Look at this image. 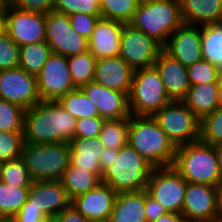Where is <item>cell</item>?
<instances>
[{"mask_svg": "<svg viewBox=\"0 0 222 222\" xmlns=\"http://www.w3.org/2000/svg\"><path fill=\"white\" fill-rule=\"evenodd\" d=\"M76 121L57 101L41 100L25 110L24 143L70 142L74 138Z\"/></svg>", "mask_w": 222, "mask_h": 222, "instance_id": "obj_1", "label": "cell"}, {"mask_svg": "<svg viewBox=\"0 0 222 222\" xmlns=\"http://www.w3.org/2000/svg\"><path fill=\"white\" fill-rule=\"evenodd\" d=\"M128 144L153 168L173 165L177 147L159 127L153 116L130 115Z\"/></svg>", "mask_w": 222, "mask_h": 222, "instance_id": "obj_2", "label": "cell"}, {"mask_svg": "<svg viewBox=\"0 0 222 222\" xmlns=\"http://www.w3.org/2000/svg\"><path fill=\"white\" fill-rule=\"evenodd\" d=\"M183 23L179 0H142L129 24L164 46Z\"/></svg>", "mask_w": 222, "mask_h": 222, "instance_id": "obj_3", "label": "cell"}, {"mask_svg": "<svg viewBox=\"0 0 222 222\" xmlns=\"http://www.w3.org/2000/svg\"><path fill=\"white\" fill-rule=\"evenodd\" d=\"M172 166L187 182L216 187L222 180L214 146L199 140L177 146Z\"/></svg>", "mask_w": 222, "mask_h": 222, "instance_id": "obj_4", "label": "cell"}, {"mask_svg": "<svg viewBox=\"0 0 222 222\" xmlns=\"http://www.w3.org/2000/svg\"><path fill=\"white\" fill-rule=\"evenodd\" d=\"M153 167L129 144L118 150L113 165L103 172L101 182L117 193L146 190Z\"/></svg>", "mask_w": 222, "mask_h": 222, "instance_id": "obj_5", "label": "cell"}, {"mask_svg": "<svg viewBox=\"0 0 222 222\" xmlns=\"http://www.w3.org/2000/svg\"><path fill=\"white\" fill-rule=\"evenodd\" d=\"M69 142L24 143L22 158L34 181L60 180L70 163Z\"/></svg>", "mask_w": 222, "mask_h": 222, "instance_id": "obj_6", "label": "cell"}, {"mask_svg": "<svg viewBox=\"0 0 222 222\" xmlns=\"http://www.w3.org/2000/svg\"><path fill=\"white\" fill-rule=\"evenodd\" d=\"M129 98L131 115L153 116L173 101L154 66L135 70Z\"/></svg>", "mask_w": 222, "mask_h": 222, "instance_id": "obj_7", "label": "cell"}, {"mask_svg": "<svg viewBox=\"0 0 222 222\" xmlns=\"http://www.w3.org/2000/svg\"><path fill=\"white\" fill-rule=\"evenodd\" d=\"M153 118L176 147L199 140L200 120L182 100L171 101Z\"/></svg>", "mask_w": 222, "mask_h": 222, "instance_id": "obj_8", "label": "cell"}, {"mask_svg": "<svg viewBox=\"0 0 222 222\" xmlns=\"http://www.w3.org/2000/svg\"><path fill=\"white\" fill-rule=\"evenodd\" d=\"M187 181L170 167L153 168L148 177L146 191L168 213L181 214Z\"/></svg>", "mask_w": 222, "mask_h": 222, "instance_id": "obj_9", "label": "cell"}, {"mask_svg": "<svg viewBox=\"0 0 222 222\" xmlns=\"http://www.w3.org/2000/svg\"><path fill=\"white\" fill-rule=\"evenodd\" d=\"M163 46L144 32L125 24L121 33L119 56L135 71L154 65Z\"/></svg>", "mask_w": 222, "mask_h": 222, "instance_id": "obj_10", "label": "cell"}, {"mask_svg": "<svg viewBox=\"0 0 222 222\" xmlns=\"http://www.w3.org/2000/svg\"><path fill=\"white\" fill-rule=\"evenodd\" d=\"M52 53L65 57L89 51L88 39L72 28L69 17L56 11L46 13V38Z\"/></svg>", "mask_w": 222, "mask_h": 222, "instance_id": "obj_11", "label": "cell"}, {"mask_svg": "<svg viewBox=\"0 0 222 222\" xmlns=\"http://www.w3.org/2000/svg\"><path fill=\"white\" fill-rule=\"evenodd\" d=\"M38 92L42 100L56 101L75 90L67 57L52 53L36 76Z\"/></svg>", "mask_w": 222, "mask_h": 222, "instance_id": "obj_12", "label": "cell"}, {"mask_svg": "<svg viewBox=\"0 0 222 222\" xmlns=\"http://www.w3.org/2000/svg\"><path fill=\"white\" fill-rule=\"evenodd\" d=\"M0 99L17 104L25 110L34 107L42 100L36 76L20 67L0 71Z\"/></svg>", "mask_w": 222, "mask_h": 222, "instance_id": "obj_13", "label": "cell"}, {"mask_svg": "<svg viewBox=\"0 0 222 222\" xmlns=\"http://www.w3.org/2000/svg\"><path fill=\"white\" fill-rule=\"evenodd\" d=\"M6 34L19 46L45 41L46 14L6 5Z\"/></svg>", "mask_w": 222, "mask_h": 222, "instance_id": "obj_14", "label": "cell"}, {"mask_svg": "<svg viewBox=\"0 0 222 222\" xmlns=\"http://www.w3.org/2000/svg\"><path fill=\"white\" fill-rule=\"evenodd\" d=\"M181 214L192 222H218L216 187L187 182Z\"/></svg>", "mask_w": 222, "mask_h": 222, "instance_id": "obj_15", "label": "cell"}, {"mask_svg": "<svg viewBox=\"0 0 222 222\" xmlns=\"http://www.w3.org/2000/svg\"><path fill=\"white\" fill-rule=\"evenodd\" d=\"M163 50L186 68L202 60L201 26L183 23L171 34Z\"/></svg>", "mask_w": 222, "mask_h": 222, "instance_id": "obj_16", "label": "cell"}, {"mask_svg": "<svg viewBox=\"0 0 222 222\" xmlns=\"http://www.w3.org/2000/svg\"><path fill=\"white\" fill-rule=\"evenodd\" d=\"M117 195L112 187L100 182L93 190L72 199L71 204L89 222H108Z\"/></svg>", "mask_w": 222, "mask_h": 222, "instance_id": "obj_17", "label": "cell"}, {"mask_svg": "<svg viewBox=\"0 0 222 222\" xmlns=\"http://www.w3.org/2000/svg\"><path fill=\"white\" fill-rule=\"evenodd\" d=\"M28 200L47 218H55L71 205L60 180H36L29 187Z\"/></svg>", "mask_w": 222, "mask_h": 222, "instance_id": "obj_18", "label": "cell"}, {"mask_svg": "<svg viewBox=\"0 0 222 222\" xmlns=\"http://www.w3.org/2000/svg\"><path fill=\"white\" fill-rule=\"evenodd\" d=\"M87 98L97 107L99 115L105 120L130 117L128 95L109 89L94 81L80 88Z\"/></svg>", "mask_w": 222, "mask_h": 222, "instance_id": "obj_19", "label": "cell"}, {"mask_svg": "<svg viewBox=\"0 0 222 222\" xmlns=\"http://www.w3.org/2000/svg\"><path fill=\"white\" fill-rule=\"evenodd\" d=\"M134 70L120 57L96 60L94 82L130 95Z\"/></svg>", "mask_w": 222, "mask_h": 222, "instance_id": "obj_20", "label": "cell"}, {"mask_svg": "<svg viewBox=\"0 0 222 222\" xmlns=\"http://www.w3.org/2000/svg\"><path fill=\"white\" fill-rule=\"evenodd\" d=\"M124 25L119 21L99 18L88 39L89 51L96 59L119 56Z\"/></svg>", "mask_w": 222, "mask_h": 222, "instance_id": "obj_21", "label": "cell"}, {"mask_svg": "<svg viewBox=\"0 0 222 222\" xmlns=\"http://www.w3.org/2000/svg\"><path fill=\"white\" fill-rule=\"evenodd\" d=\"M166 88L169 97L174 100H183L190 88L187 68L178 60L162 50L154 65Z\"/></svg>", "mask_w": 222, "mask_h": 222, "instance_id": "obj_22", "label": "cell"}, {"mask_svg": "<svg viewBox=\"0 0 222 222\" xmlns=\"http://www.w3.org/2000/svg\"><path fill=\"white\" fill-rule=\"evenodd\" d=\"M70 164H73L102 178L99 159L105 151V145L98 138L88 139L74 137L70 142Z\"/></svg>", "mask_w": 222, "mask_h": 222, "instance_id": "obj_23", "label": "cell"}, {"mask_svg": "<svg viewBox=\"0 0 222 222\" xmlns=\"http://www.w3.org/2000/svg\"><path fill=\"white\" fill-rule=\"evenodd\" d=\"M184 23L205 26L222 23V0H179Z\"/></svg>", "mask_w": 222, "mask_h": 222, "instance_id": "obj_24", "label": "cell"}, {"mask_svg": "<svg viewBox=\"0 0 222 222\" xmlns=\"http://www.w3.org/2000/svg\"><path fill=\"white\" fill-rule=\"evenodd\" d=\"M144 207L145 190L120 192L108 222H147Z\"/></svg>", "mask_w": 222, "mask_h": 222, "instance_id": "obj_25", "label": "cell"}, {"mask_svg": "<svg viewBox=\"0 0 222 222\" xmlns=\"http://www.w3.org/2000/svg\"><path fill=\"white\" fill-rule=\"evenodd\" d=\"M218 83L190 86L186 97L182 100L199 120L218 107Z\"/></svg>", "mask_w": 222, "mask_h": 222, "instance_id": "obj_26", "label": "cell"}, {"mask_svg": "<svg viewBox=\"0 0 222 222\" xmlns=\"http://www.w3.org/2000/svg\"><path fill=\"white\" fill-rule=\"evenodd\" d=\"M60 181L71 200L80 194L93 190L101 182L93 173L70 163Z\"/></svg>", "mask_w": 222, "mask_h": 222, "instance_id": "obj_27", "label": "cell"}, {"mask_svg": "<svg viewBox=\"0 0 222 222\" xmlns=\"http://www.w3.org/2000/svg\"><path fill=\"white\" fill-rule=\"evenodd\" d=\"M201 49L204 60L222 66V23L201 26Z\"/></svg>", "mask_w": 222, "mask_h": 222, "instance_id": "obj_28", "label": "cell"}, {"mask_svg": "<svg viewBox=\"0 0 222 222\" xmlns=\"http://www.w3.org/2000/svg\"><path fill=\"white\" fill-rule=\"evenodd\" d=\"M56 101L76 119L100 117L96 105L87 98L80 88L68 92Z\"/></svg>", "mask_w": 222, "mask_h": 222, "instance_id": "obj_29", "label": "cell"}, {"mask_svg": "<svg viewBox=\"0 0 222 222\" xmlns=\"http://www.w3.org/2000/svg\"><path fill=\"white\" fill-rule=\"evenodd\" d=\"M19 67L37 76L45 62L52 54L46 41L19 46Z\"/></svg>", "mask_w": 222, "mask_h": 222, "instance_id": "obj_30", "label": "cell"}, {"mask_svg": "<svg viewBox=\"0 0 222 222\" xmlns=\"http://www.w3.org/2000/svg\"><path fill=\"white\" fill-rule=\"evenodd\" d=\"M96 60L90 51L67 57L75 88H81L94 80Z\"/></svg>", "mask_w": 222, "mask_h": 222, "instance_id": "obj_31", "label": "cell"}, {"mask_svg": "<svg viewBox=\"0 0 222 222\" xmlns=\"http://www.w3.org/2000/svg\"><path fill=\"white\" fill-rule=\"evenodd\" d=\"M29 187L7 186L0 181V215L11 220L28 200Z\"/></svg>", "mask_w": 222, "mask_h": 222, "instance_id": "obj_32", "label": "cell"}, {"mask_svg": "<svg viewBox=\"0 0 222 222\" xmlns=\"http://www.w3.org/2000/svg\"><path fill=\"white\" fill-rule=\"evenodd\" d=\"M98 139L105 148L116 150L128 144V118L105 120Z\"/></svg>", "mask_w": 222, "mask_h": 222, "instance_id": "obj_33", "label": "cell"}, {"mask_svg": "<svg viewBox=\"0 0 222 222\" xmlns=\"http://www.w3.org/2000/svg\"><path fill=\"white\" fill-rule=\"evenodd\" d=\"M142 0H102L101 18L129 24Z\"/></svg>", "mask_w": 222, "mask_h": 222, "instance_id": "obj_34", "label": "cell"}, {"mask_svg": "<svg viewBox=\"0 0 222 222\" xmlns=\"http://www.w3.org/2000/svg\"><path fill=\"white\" fill-rule=\"evenodd\" d=\"M0 181L7 186L30 187L33 179L22 157L0 163Z\"/></svg>", "mask_w": 222, "mask_h": 222, "instance_id": "obj_35", "label": "cell"}, {"mask_svg": "<svg viewBox=\"0 0 222 222\" xmlns=\"http://www.w3.org/2000/svg\"><path fill=\"white\" fill-rule=\"evenodd\" d=\"M199 141L212 146L222 144V107L200 120Z\"/></svg>", "mask_w": 222, "mask_h": 222, "instance_id": "obj_36", "label": "cell"}, {"mask_svg": "<svg viewBox=\"0 0 222 222\" xmlns=\"http://www.w3.org/2000/svg\"><path fill=\"white\" fill-rule=\"evenodd\" d=\"M25 109L0 99V131L23 132Z\"/></svg>", "mask_w": 222, "mask_h": 222, "instance_id": "obj_37", "label": "cell"}, {"mask_svg": "<svg viewBox=\"0 0 222 222\" xmlns=\"http://www.w3.org/2000/svg\"><path fill=\"white\" fill-rule=\"evenodd\" d=\"M23 132L0 131V163L22 157Z\"/></svg>", "mask_w": 222, "mask_h": 222, "instance_id": "obj_38", "label": "cell"}, {"mask_svg": "<svg viewBox=\"0 0 222 222\" xmlns=\"http://www.w3.org/2000/svg\"><path fill=\"white\" fill-rule=\"evenodd\" d=\"M190 85L219 82L220 69L202 59L187 68Z\"/></svg>", "mask_w": 222, "mask_h": 222, "instance_id": "obj_39", "label": "cell"}, {"mask_svg": "<svg viewBox=\"0 0 222 222\" xmlns=\"http://www.w3.org/2000/svg\"><path fill=\"white\" fill-rule=\"evenodd\" d=\"M54 11L67 16L74 13L101 16L100 3L97 0H56Z\"/></svg>", "mask_w": 222, "mask_h": 222, "instance_id": "obj_40", "label": "cell"}, {"mask_svg": "<svg viewBox=\"0 0 222 222\" xmlns=\"http://www.w3.org/2000/svg\"><path fill=\"white\" fill-rule=\"evenodd\" d=\"M20 49L7 34L0 37V71L19 67Z\"/></svg>", "mask_w": 222, "mask_h": 222, "instance_id": "obj_41", "label": "cell"}, {"mask_svg": "<svg viewBox=\"0 0 222 222\" xmlns=\"http://www.w3.org/2000/svg\"><path fill=\"white\" fill-rule=\"evenodd\" d=\"M68 17L75 32L87 39L93 33L96 22L101 18V16L84 13H74Z\"/></svg>", "mask_w": 222, "mask_h": 222, "instance_id": "obj_42", "label": "cell"}, {"mask_svg": "<svg viewBox=\"0 0 222 222\" xmlns=\"http://www.w3.org/2000/svg\"><path fill=\"white\" fill-rule=\"evenodd\" d=\"M104 121L101 117L77 119L74 137L98 138Z\"/></svg>", "mask_w": 222, "mask_h": 222, "instance_id": "obj_43", "label": "cell"}, {"mask_svg": "<svg viewBox=\"0 0 222 222\" xmlns=\"http://www.w3.org/2000/svg\"><path fill=\"white\" fill-rule=\"evenodd\" d=\"M8 5L23 12L49 13L54 11L56 0H8Z\"/></svg>", "mask_w": 222, "mask_h": 222, "instance_id": "obj_44", "label": "cell"}, {"mask_svg": "<svg viewBox=\"0 0 222 222\" xmlns=\"http://www.w3.org/2000/svg\"><path fill=\"white\" fill-rule=\"evenodd\" d=\"M47 217L40 209L32 206V203L27 200L21 210L11 219L13 222H42Z\"/></svg>", "mask_w": 222, "mask_h": 222, "instance_id": "obj_45", "label": "cell"}, {"mask_svg": "<svg viewBox=\"0 0 222 222\" xmlns=\"http://www.w3.org/2000/svg\"><path fill=\"white\" fill-rule=\"evenodd\" d=\"M145 216L147 222H153L157 220L160 216L166 214L164 207L151 197L145 190Z\"/></svg>", "mask_w": 222, "mask_h": 222, "instance_id": "obj_46", "label": "cell"}, {"mask_svg": "<svg viewBox=\"0 0 222 222\" xmlns=\"http://www.w3.org/2000/svg\"><path fill=\"white\" fill-rule=\"evenodd\" d=\"M56 222H89L72 204L55 217Z\"/></svg>", "mask_w": 222, "mask_h": 222, "instance_id": "obj_47", "label": "cell"}, {"mask_svg": "<svg viewBox=\"0 0 222 222\" xmlns=\"http://www.w3.org/2000/svg\"><path fill=\"white\" fill-rule=\"evenodd\" d=\"M115 155H118V150L105 148V151L101 154V157L99 159L102 173L113 165Z\"/></svg>", "mask_w": 222, "mask_h": 222, "instance_id": "obj_48", "label": "cell"}, {"mask_svg": "<svg viewBox=\"0 0 222 222\" xmlns=\"http://www.w3.org/2000/svg\"><path fill=\"white\" fill-rule=\"evenodd\" d=\"M182 214H176V213H166L162 216H160L157 220H154L153 222H181L183 220Z\"/></svg>", "mask_w": 222, "mask_h": 222, "instance_id": "obj_49", "label": "cell"}, {"mask_svg": "<svg viewBox=\"0 0 222 222\" xmlns=\"http://www.w3.org/2000/svg\"><path fill=\"white\" fill-rule=\"evenodd\" d=\"M218 222H222V180L216 185Z\"/></svg>", "mask_w": 222, "mask_h": 222, "instance_id": "obj_50", "label": "cell"}, {"mask_svg": "<svg viewBox=\"0 0 222 222\" xmlns=\"http://www.w3.org/2000/svg\"><path fill=\"white\" fill-rule=\"evenodd\" d=\"M6 34V12H0V37Z\"/></svg>", "mask_w": 222, "mask_h": 222, "instance_id": "obj_51", "label": "cell"}, {"mask_svg": "<svg viewBox=\"0 0 222 222\" xmlns=\"http://www.w3.org/2000/svg\"><path fill=\"white\" fill-rule=\"evenodd\" d=\"M214 148L218 157V165L222 179V144L215 145Z\"/></svg>", "mask_w": 222, "mask_h": 222, "instance_id": "obj_52", "label": "cell"}, {"mask_svg": "<svg viewBox=\"0 0 222 222\" xmlns=\"http://www.w3.org/2000/svg\"><path fill=\"white\" fill-rule=\"evenodd\" d=\"M218 107H222V81L218 83Z\"/></svg>", "mask_w": 222, "mask_h": 222, "instance_id": "obj_53", "label": "cell"}, {"mask_svg": "<svg viewBox=\"0 0 222 222\" xmlns=\"http://www.w3.org/2000/svg\"><path fill=\"white\" fill-rule=\"evenodd\" d=\"M7 4L8 0H0V12L5 10Z\"/></svg>", "mask_w": 222, "mask_h": 222, "instance_id": "obj_54", "label": "cell"}, {"mask_svg": "<svg viewBox=\"0 0 222 222\" xmlns=\"http://www.w3.org/2000/svg\"><path fill=\"white\" fill-rule=\"evenodd\" d=\"M42 222H56V221H55V218H47Z\"/></svg>", "mask_w": 222, "mask_h": 222, "instance_id": "obj_55", "label": "cell"}, {"mask_svg": "<svg viewBox=\"0 0 222 222\" xmlns=\"http://www.w3.org/2000/svg\"><path fill=\"white\" fill-rule=\"evenodd\" d=\"M0 222H13L12 220H8V219H3Z\"/></svg>", "mask_w": 222, "mask_h": 222, "instance_id": "obj_56", "label": "cell"}, {"mask_svg": "<svg viewBox=\"0 0 222 222\" xmlns=\"http://www.w3.org/2000/svg\"><path fill=\"white\" fill-rule=\"evenodd\" d=\"M219 79L222 81V70H220V78Z\"/></svg>", "mask_w": 222, "mask_h": 222, "instance_id": "obj_57", "label": "cell"}, {"mask_svg": "<svg viewBox=\"0 0 222 222\" xmlns=\"http://www.w3.org/2000/svg\"><path fill=\"white\" fill-rule=\"evenodd\" d=\"M181 222H192V221L183 219Z\"/></svg>", "mask_w": 222, "mask_h": 222, "instance_id": "obj_58", "label": "cell"}]
</instances>
